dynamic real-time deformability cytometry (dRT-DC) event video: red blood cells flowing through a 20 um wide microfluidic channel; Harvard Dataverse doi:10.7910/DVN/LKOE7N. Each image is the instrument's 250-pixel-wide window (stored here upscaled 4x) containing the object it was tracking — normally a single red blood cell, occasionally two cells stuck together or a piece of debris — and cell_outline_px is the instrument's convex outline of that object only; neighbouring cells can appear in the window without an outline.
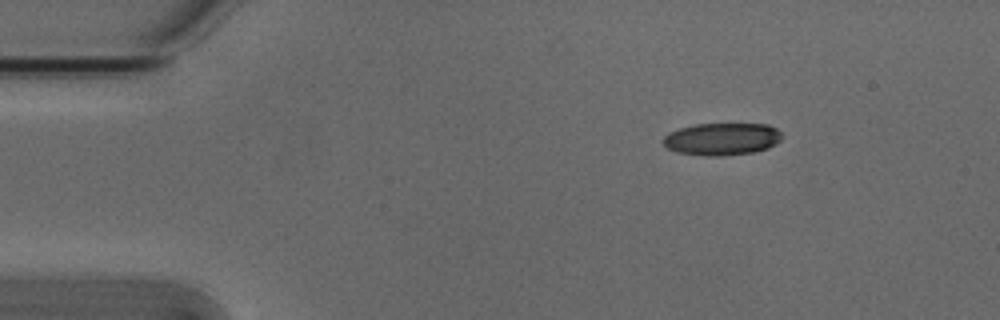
{"species": "Egyptian fruit bat (a non-hibernating species)", "species_latin": "Rousettus aegyptiacus", "temperature_condition": "cold", "stored_images_in_passage": 8, "camera_frame_rate_fps": 3000, "um_per_image_px": 0.085, "animal": {"sex": "male"}, "frame": {"image": 1, "passage_image": 1, "time_ms": 0.0, "image_size_px": [1000, 320], "cell_outline_px": [[784, 136], [776, 144], [768, 148], [752, 152], [720, 156], [704, 156], [676, 152], [668, 148], [664, 144], [664, 136], [668, 132], [680, 128], [696, 124], [768, 124], [776, 128]], "centroid_in_image_um": [61.38, 11.81], "position_along_channel_um": 23.6, "area_um2": 22.43}}